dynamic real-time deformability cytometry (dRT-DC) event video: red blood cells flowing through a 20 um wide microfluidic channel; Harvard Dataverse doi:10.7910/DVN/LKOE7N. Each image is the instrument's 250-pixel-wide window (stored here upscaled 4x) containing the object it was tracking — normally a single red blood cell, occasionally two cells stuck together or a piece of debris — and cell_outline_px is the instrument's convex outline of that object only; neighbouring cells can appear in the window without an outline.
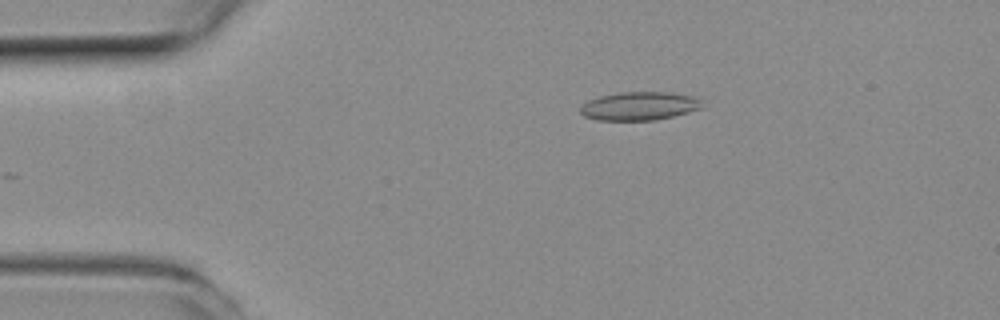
{"species": "common noctule bat (a hibernating species)", "species_latin": "Nyctalus noctula", "temperature_condition": "room temperature", "stored_images_in_passage": 43, "camera_frame_rate_fps": 3000, "um_per_image_px": 0.085, "animal": {"sex": "female", "body_mass_g": 19.3, "forearm_length_mm": 54.1}, "frame": {"image": 1, "passage_image": 1, "time_ms": 0.0, "image_size_px": [1000, 320], "cell_outline_px": [[700, 108], [688, 112], [656, 120], [596, 120], [584, 116], [580, 112], [580, 108], [588, 100], [600, 96], [620, 92], [664, 92], [692, 96], [700, 100]], "centroid_in_image_um": [54.29, 9.02], "position_along_channel_um": 30.7, "area_um2": 19.88}}
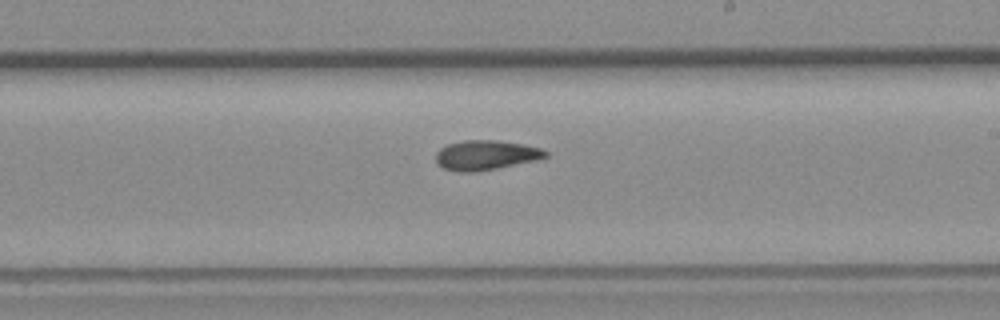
{"frame": {"image": 2, "passage_image": 21, "time_ms": 6.667, "image_size_px": [1000, 320], "cell_outline_px": [[548, 156], [536, 160], [496, 168], [472, 172], [460, 172], [444, 168], [436, 164], [436, 152], [440, 148], [448, 144], [464, 140], [496, 140], [520, 144], [540, 148], [548, 152]], "centroid_in_image_um": [41.26, 13.18], "position_along_channel_um": 247.7, "area_um2": 18.79}}
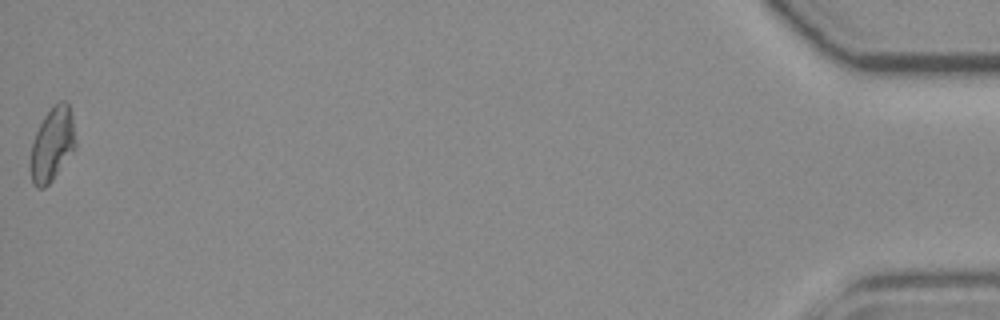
{"frame": {"image": 3, "passage_image": 43, "time_ms": 14.0, "image_size_px": [1000, 320], "cell_outline_px": [[76, 144], [52, 180], [44, 188], [36, 188], [32, 184], [28, 168], [28, 164], [32, 140], [44, 116], [52, 104], [60, 100], [68, 100], [72, 116]], "centroid_in_image_um": [4.38, 12.25], "position_along_channel_um": 430.8, "area_um2": 19.65}, "authors_computed_cell_mechanics": {"area_um2": 18.8428, "velocity_mm_per_s": 3.9476, "shape_relaxation_time_tau1_ms": null, "shape_relaxation_time_tau2_ms": 3.3032, "deformation_change_tau1": null, "deformation_change_tau2": 0.0989}}